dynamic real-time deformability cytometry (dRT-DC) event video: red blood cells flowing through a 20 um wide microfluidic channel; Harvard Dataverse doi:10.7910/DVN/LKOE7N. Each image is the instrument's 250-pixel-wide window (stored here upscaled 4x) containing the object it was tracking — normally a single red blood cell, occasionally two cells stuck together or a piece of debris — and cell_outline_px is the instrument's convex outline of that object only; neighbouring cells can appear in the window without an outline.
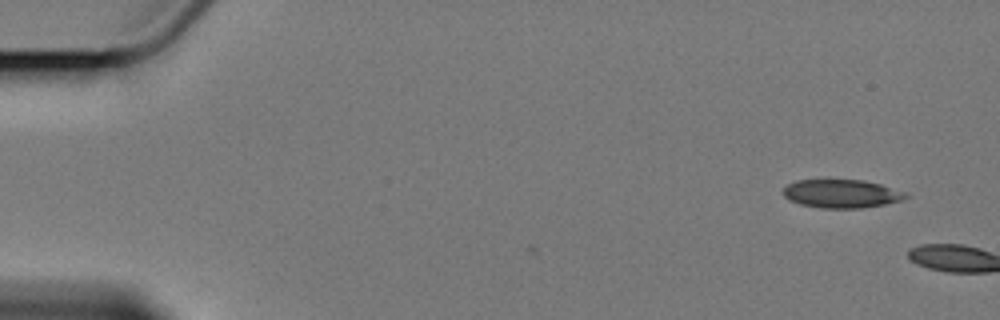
{"species": "Egyptian fruit bat (a non-hibernating species)", "species_latin": "Rousettus aegyptiacus", "temperature_condition": "cold", "stored_images_in_passage": 2, "camera_frame_rate_fps": 3000, "um_per_image_px": 0.085, "animal": {"sex": "female"}, "frame": {"image": 1, "passage_image": 1, "time_ms": 0.0, "image_size_px": [1000, 320], "cell_outline_px": [[912, 196], [904, 200], [884, 204], [860, 208], [820, 208], [800, 204], [784, 196], [784, 188], [788, 184], [796, 180], [864, 180], [880, 184], [908, 192]], "centroid_in_image_um": [71.61, 16.46], "position_along_channel_um": 13.4, "area_um2": 20.35}}